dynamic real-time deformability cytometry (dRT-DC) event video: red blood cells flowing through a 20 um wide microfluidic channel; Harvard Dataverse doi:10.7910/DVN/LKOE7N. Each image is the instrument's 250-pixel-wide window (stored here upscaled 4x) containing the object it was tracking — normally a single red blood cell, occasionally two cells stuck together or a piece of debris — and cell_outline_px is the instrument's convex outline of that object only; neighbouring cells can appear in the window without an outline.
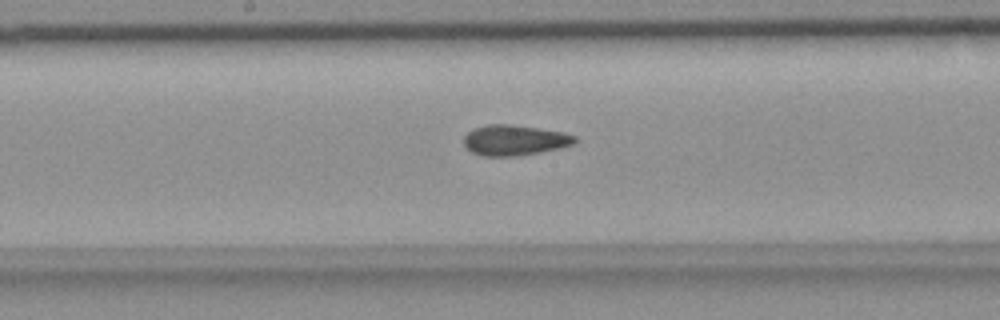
{"species": "common noctule bat (a hibernating species)", "species_latin": "Nyctalus noctula", "temperature_condition": "room temperature", "stored_images_in_passage": 38, "camera_frame_rate_fps": 3000, "um_per_image_px": 0.085, "animal": {"sex": "female", "body_mass_g": 18.4}, "frame": {"image": 1, "passage_image": 21, "time_ms": 6.667, "image_size_px": [1000, 320], "cell_outline_px": [[576, 140], [572, 144], [560, 148], [540, 152], [516, 156], [480, 156], [472, 152], [464, 144], [464, 136], [472, 128], [488, 124], [508, 124], [564, 132], [576, 136]], "centroid_in_image_um": [43.71, 11.91], "position_along_channel_um": 204.5, "area_um2": 19.65}}
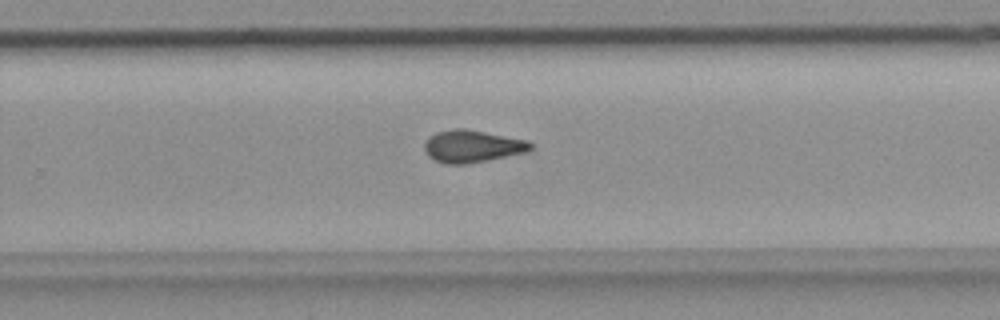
{"frame": {"image": 2, "passage_image": 28, "time_ms": 9.0, "image_size_px": [1000, 320], "cell_outline_px": [[532, 148], [528, 152], [464, 164], [448, 164], [436, 160], [428, 156], [424, 148], [424, 144], [428, 136], [436, 132], [456, 128], [464, 128], [528, 140], [532, 144]], "centroid_in_image_um": [40.13, 12.42], "position_along_channel_um": 289.7, "area_um2": 19.88}}
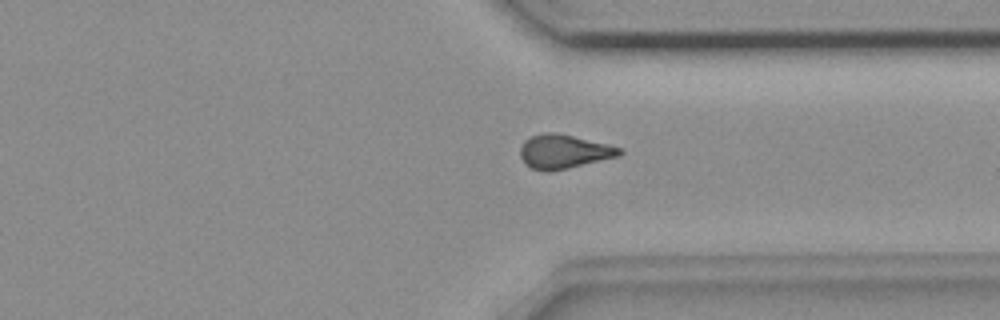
{"frame": {"image": 3, "passage_image": 34, "time_ms": 11.0, "image_size_px": [1000, 320], "cell_outline_px": [[624, 152], [620, 156], [552, 172], [548, 172], [532, 168], [524, 164], [520, 156], [520, 148], [524, 140], [532, 136], [544, 132], [556, 132], [608, 144], [620, 148]], "centroid_in_image_um": [47.91, 12.89], "position_along_channel_um": 363.5, "area_um2": 19.83}}